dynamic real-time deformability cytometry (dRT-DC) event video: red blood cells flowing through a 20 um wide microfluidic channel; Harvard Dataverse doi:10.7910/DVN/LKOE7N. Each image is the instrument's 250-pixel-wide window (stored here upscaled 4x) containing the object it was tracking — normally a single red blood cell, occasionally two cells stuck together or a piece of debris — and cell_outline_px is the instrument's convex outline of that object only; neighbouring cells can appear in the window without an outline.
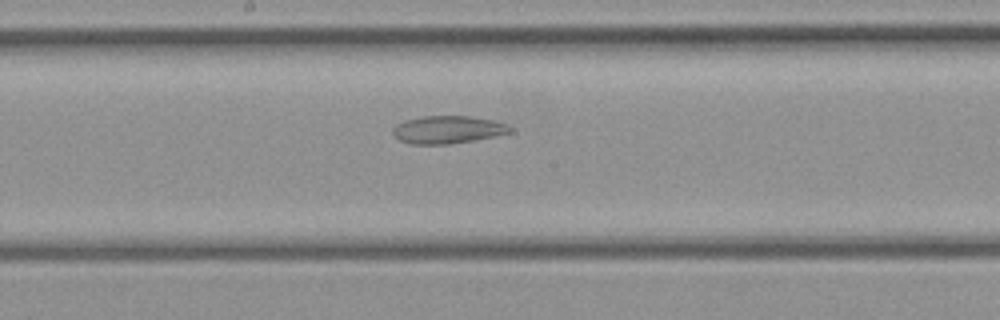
{"species": "common noctule bat (a hibernating species)", "species_latin": "Nyctalus noctula", "temperature_condition": "cold", "stored_images_in_passage": 27, "camera_frame_rate_fps": 3000, "um_per_image_px": 0.085, "animal": {"sex": "female", "body_mass_g": 21.9}, "frame": {"image": 1, "passage_image": 11, "time_ms": 3.333, "image_size_px": [1000, 320], "cell_outline_px": [[512, 132], [472, 140], [448, 144], [408, 144], [400, 140], [392, 132], [392, 128], [396, 124], [404, 120], [424, 116], [472, 116], [496, 120], [508, 124], [512, 128]], "centroid_in_image_um": [38.06, 11.01], "position_along_channel_um": 210.1, "area_um2": 18.96}}
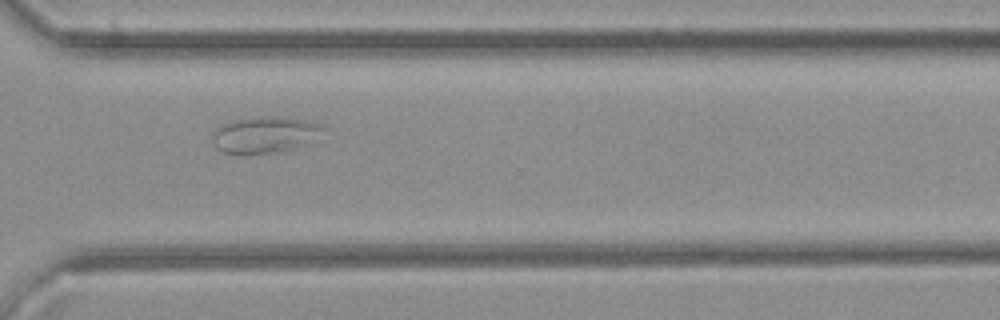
{"frame": {"image": 2, "passage_image": 18, "time_ms": 5.667, "image_size_px": [1000, 320], "cell_outline_px": [[328, 128], [308, 144], [296, 148], [276, 152], [220, 152], [212, 144], [212, 132], [216, 128], [224, 124], [236, 120], [312, 120], [324, 124]], "centroid_in_image_um": [22.56, 11.5], "position_along_channel_um": 348.0, "area_um2": 22.31}}
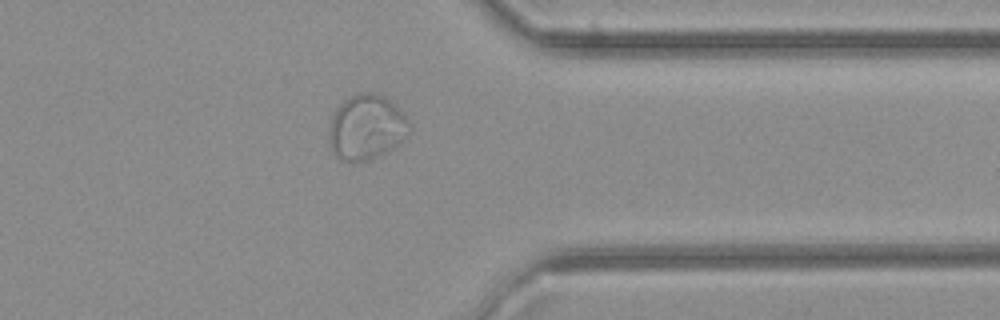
{"frame": {"image": 3, "passage_image": 20, "time_ms": 6.333, "image_size_px": [1000, 320], "cell_outline_px": [[412, 128], [408, 136], [404, 140], [380, 156], [372, 160], [360, 164], [348, 164], [340, 160], [328, 148], [328, 128], [332, 116], [336, 108], [348, 96], [356, 92], [372, 92], [384, 96], [396, 104], [408, 116], [412, 124]], "centroid_in_image_um": [31.15, 10.86], "position_along_channel_um": 380.3, "area_um2": 32.08}}